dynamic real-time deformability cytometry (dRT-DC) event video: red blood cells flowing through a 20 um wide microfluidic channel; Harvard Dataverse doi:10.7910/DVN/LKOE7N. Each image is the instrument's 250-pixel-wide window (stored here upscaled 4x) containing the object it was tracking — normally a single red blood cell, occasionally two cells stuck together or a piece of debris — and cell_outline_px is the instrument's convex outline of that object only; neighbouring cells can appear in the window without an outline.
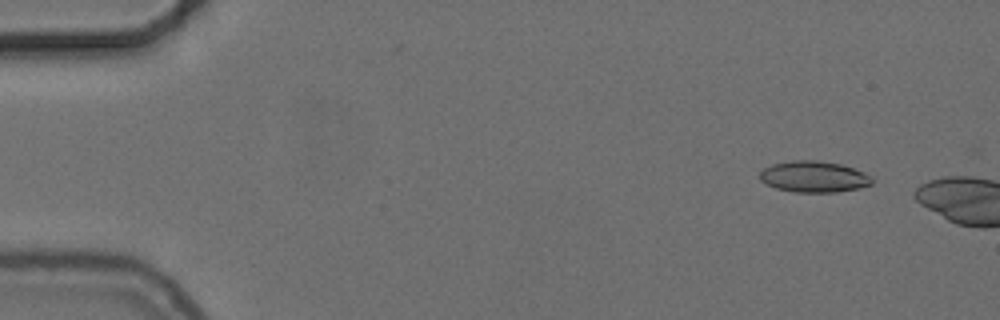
{"species": "common noctule bat (a hibernating species)", "species_latin": "Nyctalus noctula", "temperature_condition": "cold", "stored_images_in_passage": 8, "camera_frame_rate_fps": 3000, "um_per_image_px": 0.085, "animal": {"sex": "female", "body_mass_g": 24.6, "forearm_length_mm": 56.2}, "frame": {"image": 1, "passage_image": 5, "time_ms": 1.333, "image_size_px": [1000, 320], "cell_outline_px": [[872, 184], [860, 188], [836, 192], [796, 192], [776, 188], [760, 180], [760, 172], [764, 168], [772, 164], [792, 160], [816, 160], [840, 164], [864, 172], [872, 176]], "centroid_in_image_um": [69.19, 15.02], "position_along_channel_um": 15.8, "area_um2": 20.35}}